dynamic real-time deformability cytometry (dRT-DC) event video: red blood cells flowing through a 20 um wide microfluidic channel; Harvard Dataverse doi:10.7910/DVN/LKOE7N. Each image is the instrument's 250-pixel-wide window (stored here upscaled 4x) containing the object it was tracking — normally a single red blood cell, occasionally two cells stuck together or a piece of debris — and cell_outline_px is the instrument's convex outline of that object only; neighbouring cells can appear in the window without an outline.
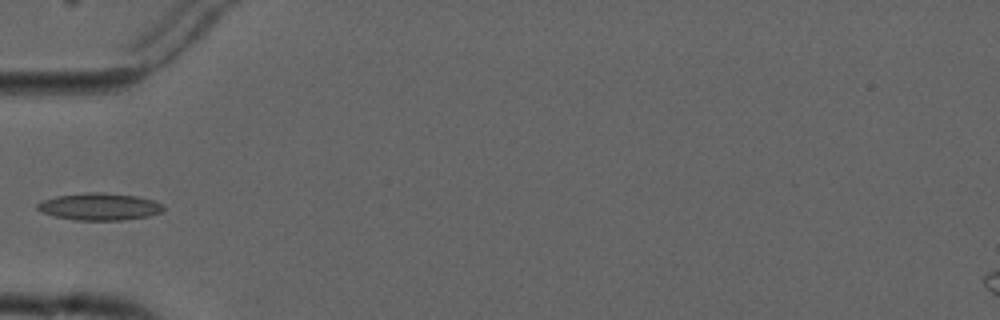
{"species": "common noctule bat (a hibernating species)", "species_latin": "Nyctalus noctula", "temperature_condition": "cold", "stored_images_in_passage": 5, "camera_frame_rate_fps": 3000, "um_per_image_px": 0.085, "animal": {"sex": "male", "forearm_length_mm": 52.5}, "frame": {"image": 1, "passage_image": 4, "time_ms": 3.667, "image_size_px": [1000, 320], "cell_outline_px": [[164, 212], [148, 216], [124, 220], [76, 220], [52, 216], [40, 212], [36, 208], [36, 204], [40, 200], [56, 196], [84, 192], [104, 192], [136, 196], [152, 200], [164, 204]], "centroid_in_image_um": [8.43, 17.56], "position_along_channel_um": 76.6, "area_um2": 20.29}}
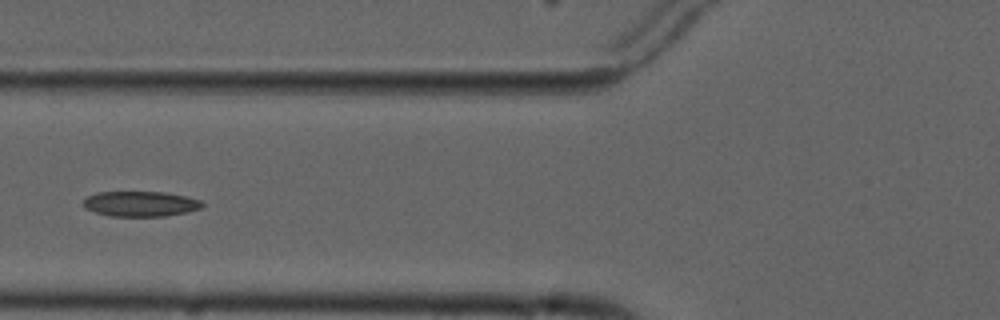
{"frame": {"image": 2, "passage_image": 5, "time_ms": 4.667, "image_size_px": [1000, 320], "cell_outline_px": [[204, 204], [200, 208], [188, 212], [164, 216], [108, 216], [84, 208], [84, 200], [88, 196], [100, 192], [164, 192], [184, 196], [200, 200]], "centroid_in_image_um": [11.94, 17.33], "position_along_channel_um": 113.9, "area_um2": 17.34}}